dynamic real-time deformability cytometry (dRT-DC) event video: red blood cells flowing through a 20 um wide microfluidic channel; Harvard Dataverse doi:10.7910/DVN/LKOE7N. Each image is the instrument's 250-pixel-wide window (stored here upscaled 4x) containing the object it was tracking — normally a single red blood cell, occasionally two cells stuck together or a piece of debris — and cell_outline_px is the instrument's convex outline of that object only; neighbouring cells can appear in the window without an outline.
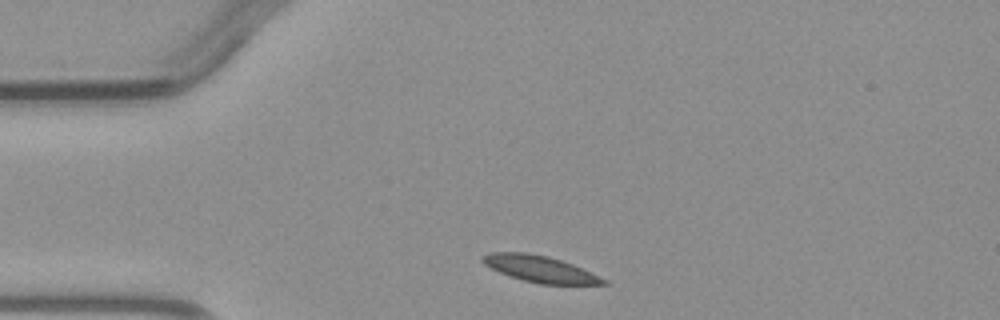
{"species": "common noctule bat (a hibernating species)", "species_latin": "Nyctalus noctula", "temperature_condition": "warm", "stored_images_in_passage": 3, "camera_frame_rate_fps": 3000, "um_per_image_px": 0.085, "animal": {"sex": "male", "body_mass_g": 23.1, "forearm_length_mm": 52.7}, "frame": {"image": 1, "passage_image": 1, "time_ms": 0.0, "image_size_px": [1000, 320], "cell_outline_px": [[608, 284], [540, 284], [524, 280], [500, 272], [484, 264], [480, 260], [488, 252], [528, 252], [548, 256], [572, 264], [608, 280]], "centroid_in_image_um": [45.9, 22.85], "position_along_channel_um": 39.1, "area_um2": 18.38}}
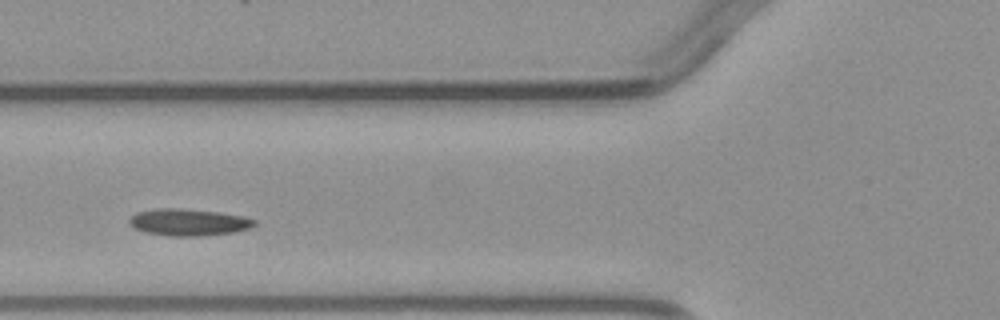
{"frame": {"image": 2, "passage_image": 3, "time_ms": 2.333, "image_size_px": [1000, 320], "cell_outline_px": [[256, 224], [248, 228], [232, 232], [200, 236], [168, 236], [144, 232], [136, 228], [128, 220], [136, 212], [156, 208], [180, 208], [220, 212], [244, 216], [256, 220]], "centroid_in_image_um": [16.02, 18.88], "position_along_channel_um": 109.8, "area_um2": 19.54}}